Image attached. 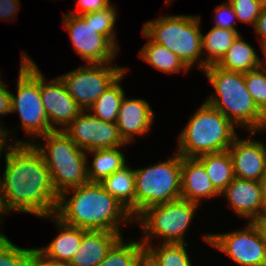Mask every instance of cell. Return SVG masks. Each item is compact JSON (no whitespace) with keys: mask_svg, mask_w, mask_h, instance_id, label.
<instances>
[{"mask_svg":"<svg viewBox=\"0 0 266 266\" xmlns=\"http://www.w3.org/2000/svg\"><path fill=\"white\" fill-rule=\"evenodd\" d=\"M13 141L5 152V169L0 177L5 212H24L41 218L55 215L59 195L41 152L31 140Z\"/></svg>","mask_w":266,"mask_h":266,"instance_id":"obj_1","label":"cell"},{"mask_svg":"<svg viewBox=\"0 0 266 266\" xmlns=\"http://www.w3.org/2000/svg\"><path fill=\"white\" fill-rule=\"evenodd\" d=\"M70 191L73 194L68 199ZM55 216L73 227L120 234V222L125 225L134 222L129 211L98 182H88L60 194Z\"/></svg>","mask_w":266,"mask_h":266,"instance_id":"obj_2","label":"cell"},{"mask_svg":"<svg viewBox=\"0 0 266 266\" xmlns=\"http://www.w3.org/2000/svg\"><path fill=\"white\" fill-rule=\"evenodd\" d=\"M203 71L215 90V94L206 100L208 104L252 136L266 129V115L248 92L244 73L229 71L216 64L208 65Z\"/></svg>","mask_w":266,"mask_h":266,"instance_id":"obj_3","label":"cell"},{"mask_svg":"<svg viewBox=\"0 0 266 266\" xmlns=\"http://www.w3.org/2000/svg\"><path fill=\"white\" fill-rule=\"evenodd\" d=\"M179 136L176 152L182 157H198L228 150L237 132L227 117L205 101Z\"/></svg>","mask_w":266,"mask_h":266,"instance_id":"obj_4","label":"cell"},{"mask_svg":"<svg viewBox=\"0 0 266 266\" xmlns=\"http://www.w3.org/2000/svg\"><path fill=\"white\" fill-rule=\"evenodd\" d=\"M39 138L45 139V144L34 145L43 156L58 195L89 182L87 153L62 130L51 131Z\"/></svg>","mask_w":266,"mask_h":266,"instance_id":"obj_5","label":"cell"},{"mask_svg":"<svg viewBox=\"0 0 266 266\" xmlns=\"http://www.w3.org/2000/svg\"><path fill=\"white\" fill-rule=\"evenodd\" d=\"M200 17L192 15L161 16L147 21L142 31L154 42L167 47L191 69L194 63L204 70V57L201 58L202 30ZM199 60V61H198Z\"/></svg>","mask_w":266,"mask_h":266,"instance_id":"obj_6","label":"cell"},{"mask_svg":"<svg viewBox=\"0 0 266 266\" xmlns=\"http://www.w3.org/2000/svg\"><path fill=\"white\" fill-rule=\"evenodd\" d=\"M135 169V219L147 208L181 198L182 156Z\"/></svg>","mask_w":266,"mask_h":266,"instance_id":"obj_7","label":"cell"},{"mask_svg":"<svg viewBox=\"0 0 266 266\" xmlns=\"http://www.w3.org/2000/svg\"><path fill=\"white\" fill-rule=\"evenodd\" d=\"M40 69L24 52L17 81V95L11 93V113L18 112L27 135L39 138L54 131L46 116L40 94Z\"/></svg>","mask_w":266,"mask_h":266,"instance_id":"obj_8","label":"cell"},{"mask_svg":"<svg viewBox=\"0 0 266 266\" xmlns=\"http://www.w3.org/2000/svg\"><path fill=\"white\" fill-rule=\"evenodd\" d=\"M199 204L179 198L167 203L151 206L134 221L143 227V245H150L154 237L164 239L163 243L184 244V234L191 223ZM145 236V237H144Z\"/></svg>","mask_w":266,"mask_h":266,"instance_id":"obj_9","label":"cell"},{"mask_svg":"<svg viewBox=\"0 0 266 266\" xmlns=\"http://www.w3.org/2000/svg\"><path fill=\"white\" fill-rule=\"evenodd\" d=\"M109 64L112 63L86 64L58 76L82 110L88 111L97 98L127 70L125 67Z\"/></svg>","mask_w":266,"mask_h":266,"instance_id":"obj_10","label":"cell"},{"mask_svg":"<svg viewBox=\"0 0 266 266\" xmlns=\"http://www.w3.org/2000/svg\"><path fill=\"white\" fill-rule=\"evenodd\" d=\"M203 239L210 246L225 253L240 266H265L266 252L259 231L250 222L242 230L229 233L206 234Z\"/></svg>","mask_w":266,"mask_h":266,"instance_id":"obj_11","label":"cell"},{"mask_svg":"<svg viewBox=\"0 0 266 266\" xmlns=\"http://www.w3.org/2000/svg\"><path fill=\"white\" fill-rule=\"evenodd\" d=\"M66 15V16H65ZM63 24L68 30L74 50L88 64L111 63L117 56V48L106 36L97 33L91 21L82 16L64 14Z\"/></svg>","mask_w":266,"mask_h":266,"instance_id":"obj_12","label":"cell"},{"mask_svg":"<svg viewBox=\"0 0 266 266\" xmlns=\"http://www.w3.org/2000/svg\"><path fill=\"white\" fill-rule=\"evenodd\" d=\"M63 132L86 153L97 149H110L126 146L116 123L103 121L90 111L83 110L70 122Z\"/></svg>","mask_w":266,"mask_h":266,"instance_id":"obj_13","label":"cell"},{"mask_svg":"<svg viewBox=\"0 0 266 266\" xmlns=\"http://www.w3.org/2000/svg\"><path fill=\"white\" fill-rule=\"evenodd\" d=\"M40 94L49 125L53 130L63 131L83 111L69 95L59 77L47 81L40 72ZM57 125L62 128L57 129Z\"/></svg>","mask_w":266,"mask_h":266,"instance_id":"obj_14","label":"cell"},{"mask_svg":"<svg viewBox=\"0 0 266 266\" xmlns=\"http://www.w3.org/2000/svg\"><path fill=\"white\" fill-rule=\"evenodd\" d=\"M228 152L235 177L259 182L266 175V146L262 142L239 139L237 135Z\"/></svg>","mask_w":266,"mask_h":266,"instance_id":"obj_15","label":"cell"},{"mask_svg":"<svg viewBox=\"0 0 266 266\" xmlns=\"http://www.w3.org/2000/svg\"><path fill=\"white\" fill-rule=\"evenodd\" d=\"M229 201L234 212L250 222L263 216L261 186L258 181L235 177L221 193Z\"/></svg>","mask_w":266,"mask_h":266,"instance_id":"obj_16","label":"cell"},{"mask_svg":"<svg viewBox=\"0 0 266 266\" xmlns=\"http://www.w3.org/2000/svg\"><path fill=\"white\" fill-rule=\"evenodd\" d=\"M154 113L146 100L123 97L116 125L124 141L129 144L135 135L147 134L154 121Z\"/></svg>","mask_w":266,"mask_h":266,"instance_id":"obj_17","label":"cell"},{"mask_svg":"<svg viewBox=\"0 0 266 266\" xmlns=\"http://www.w3.org/2000/svg\"><path fill=\"white\" fill-rule=\"evenodd\" d=\"M181 198L199 204L205 198L220 195L214 188L203 164L196 157H182Z\"/></svg>","mask_w":266,"mask_h":266,"instance_id":"obj_18","label":"cell"},{"mask_svg":"<svg viewBox=\"0 0 266 266\" xmlns=\"http://www.w3.org/2000/svg\"><path fill=\"white\" fill-rule=\"evenodd\" d=\"M121 237L120 233L112 231L87 230L70 263L73 266H97Z\"/></svg>","mask_w":266,"mask_h":266,"instance_id":"obj_19","label":"cell"},{"mask_svg":"<svg viewBox=\"0 0 266 266\" xmlns=\"http://www.w3.org/2000/svg\"><path fill=\"white\" fill-rule=\"evenodd\" d=\"M46 218L54 221L59 229V233L48 246L43 248L37 247V249L51 260L70 262L73 255L79 249L82 236L87 230L67 225L55 215Z\"/></svg>","mask_w":266,"mask_h":266,"instance_id":"obj_20","label":"cell"},{"mask_svg":"<svg viewBox=\"0 0 266 266\" xmlns=\"http://www.w3.org/2000/svg\"><path fill=\"white\" fill-rule=\"evenodd\" d=\"M100 184L126 208L135 220V175L127 164L104 178Z\"/></svg>","mask_w":266,"mask_h":266,"instance_id":"obj_21","label":"cell"},{"mask_svg":"<svg viewBox=\"0 0 266 266\" xmlns=\"http://www.w3.org/2000/svg\"><path fill=\"white\" fill-rule=\"evenodd\" d=\"M216 65L229 71L245 73L261 67V60L254 48L239 36Z\"/></svg>","mask_w":266,"mask_h":266,"instance_id":"obj_22","label":"cell"},{"mask_svg":"<svg viewBox=\"0 0 266 266\" xmlns=\"http://www.w3.org/2000/svg\"><path fill=\"white\" fill-rule=\"evenodd\" d=\"M204 166L214 188L221 194L235 178L232 158L228 150L196 157Z\"/></svg>","mask_w":266,"mask_h":266,"instance_id":"obj_23","label":"cell"},{"mask_svg":"<svg viewBox=\"0 0 266 266\" xmlns=\"http://www.w3.org/2000/svg\"><path fill=\"white\" fill-rule=\"evenodd\" d=\"M143 37L148 42L139 51L140 57L155 69L167 74L178 73L181 70L187 72L189 68L183 61L167 47L152 41L143 31Z\"/></svg>","mask_w":266,"mask_h":266,"instance_id":"obj_24","label":"cell"},{"mask_svg":"<svg viewBox=\"0 0 266 266\" xmlns=\"http://www.w3.org/2000/svg\"><path fill=\"white\" fill-rule=\"evenodd\" d=\"M87 153L94 155L92 166L87 165L89 182L100 183L104 178L109 177L127 164L120 147L91 150Z\"/></svg>","mask_w":266,"mask_h":266,"instance_id":"obj_25","label":"cell"},{"mask_svg":"<svg viewBox=\"0 0 266 266\" xmlns=\"http://www.w3.org/2000/svg\"><path fill=\"white\" fill-rule=\"evenodd\" d=\"M240 36L237 30L212 27L207 34L202 33V50L206 49L207 58L204 59V69L208 65L216 64L226 53L228 48Z\"/></svg>","mask_w":266,"mask_h":266,"instance_id":"obj_26","label":"cell"},{"mask_svg":"<svg viewBox=\"0 0 266 266\" xmlns=\"http://www.w3.org/2000/svg\"><path fill=\"white\" fill-rule=\"evenodd\" d=\"M128 71L129 70H126L108 89H106L88 111L103 121L116 123L119 108L125 96L120 81Z\"/></svg>","mask_w":266,"mask_h":266,"instance_id":"obj_27","label":"cell"},{"mask_svg":"<svg viewBox=\"0 0 266 266\" xmlns=\"http://www.w3.org/2000/svg\"><path fill=\"white\" fill-rule=\"evenodd\" d=\"M161 245V246H160ZM158 247L144 245L145 257L155 266H192L186 251L187 243H162ZM155 248V249H154Z\"/></svg>","mask_w":266,"mask_h":266,"instance_id":"obj_28","label":"cell"},{"mask_svg":"<svg viewBox=\"0 0 266 266\" xmlns=\"http://www.w3.org/2000/svg\"><path fill=\"white\" fill-rule=\"evenodd\" d=\"M145 257V247L141 241L124 243L121 237L108 251L97 266H138Z\"/></svg>","mask_w":266,"mask_h":266,"instance_id":"obj_29","label":"cell"},{"mask_svg":"<svg viewBox=\"0 0 266 266\" xmlns=\"http://www.w3.org/2000/svg\"><path fill=\"white\" fill-rule=\"evenodd\" d=\"M35 248H20L0 233V266H32Z\"/></svg>","mask_w":266,"mask_h":266,"instance_id":"obj_30","label":"cell"},{"mask_svg":"<svg viewBox=\"0 0 266 266\" xmlns=\"http://www.w3.org/2000/svg\"><path fill=\"white\" fill-rule=\"evenodd\" d=\"M115 5L110 4L108 7L96 12H90L82 15L86 21H91V24L97 33L106 36L117 48V39L115 37L114 26L117 18V10Z\"/></svg>","mask_w":266,"mask_h":266,"instance_id":"obj_31","label":"cell"},{"mask_svg":"<svg viewBox=\"0 0 266 266\" xmlns=\"http://www.w3.org/2000/svg\"><path fill=\"white\" fill-rule=\"evenodd\" d=\"M244 80L255 104L266 115V68L245 72Z\"/></svg>","mask_w":266,"mask_h":266,"instance_id":"obj_32","label":"cell"},{"mask_svg":"<svg viewBox=\"0 0 266 266\" xmlns=\"http://www.w3.org/2000/svg\"><path fill=\"white\" fill-rule=\"evenodd\" d=\"M228 2L233 6L239 21L251 24L255 28L263 7L260 0H228Z\"/></svg>","mask_w":266,"mask_h":266,"instance_id":"obj_33","label":"cell"},{"mask_svg":"<svg viewBox=\"0 0 266 266\" xmlns=\"http://www.w3.org/2000/svg\"><path fill=\"white\" fill-rule=\"evenodd\" d=\"M215 13L214 27L237 30L234 26L237 19L236 13L234 12L233 6L229 2L217 5V7L215 8Z\"/></svg>","mask_w":266,"mask_h":266,"instance_id":"obj_34","label":"cell"},{"mask_svg":"<svg viewBox=\"0 0 266 266\" xmlns=\"http://www.w3.org/2000/svg\"><path fill=\"white\" fill-rule=\"evenodd\" d=\"M77 7H79V11H72L69 12L70 14L73 15H79L82 16L84 14L90 13V12H96L98 10L105 9L108 7L111 2L110 0H77Z\"/></svg>","mask_w":266,"mask_h":266,"instance_id":"obj_35","label":"cell"},{"mask_svg":"<svg viewBox=\"0 0 266 266\" xmlns=\"http://www.w3.org/2000/svg\"><path fill=\"white\" fill-rule=\"evenodd\" d=\"M32 266H73L70 262L55 261L45 257L37 248L32 255Z\"/></svg>","mask_w":266,"mask_h":266,"instance_id":"obj_36","label":"cell"},{"mask_svg":"<svg viewBox=\"0 0 266 266\" xmlns=\"http://www.w3.org/2000/svg\"><path fill=\"white\" fill-rule=\"evenodd\" d=\"M19 0H0V19L8 20L14 19L12 17L17 14L19 10ZM11 17V18H10ZM5 18V19H4Z\"/></svg>","mask_w":266,"mask_h":266,"instance_id":"obj_37","label":"cell"},{"mask_svg":"<svg viewBox=\"0 0 266 266\" xmlns=\"http://www.w3.org/2000/svg\"><path fill=\"white\" fill-rule=\"evenodd\" d=\"M1 77V76H0ZM0 78V115L4 116L11 113V91Z\"/></svg>","mask_w":266,"mask_h":266,"instance_id":"obj_38","label":"cell"},{"mask_svg":"<svg viewBox=\"0 0 266 266\" xmlns=\"http://www.w3.org/2000/svg\"><path fill=\"white\" fill-rule=\"evenodd\" d=\"M255 31L261 36L259 38L260 43L264 44L266 42V7H262L255 26Z\"/></svg>","mask_w":266,"mask_h":266,"instance_id":"obj_39","label":"cell"},{"mask_svg":"<svg viewBox=\"0 0 266 266\" xmlns=\"http://www.w3.org/2000/svg\"><path fill=\"white\" fill-rule=\"evenodd\" d=\"M257 230L260 233V236L262 238V242L264 244L265 247V252H266V215L262 216L260 219H256L254 221H252Z\"/></svg>","mask_w":266,"mask_h":266,"instance_id":"obj_40","label":"cell"},{"mask_svg":"<svg viewBox=\"0 0 266 266\" xmlns=\"http://www.w3.org/2000/svg\"><path fill=\"white\" fill-rule=\"evenodd\" d=\"M8 129L6 127L2 126V123L0 124V156L2 155V151L4 152L3 148H5V151L8 152L12 145L9 144L7 137ZM8 142V143H7ZM7 143V144H6ZM8 146V147H6ZM8 148V149H7Z\"/></svg>","mask_w":266,"mask_h":266,"instance_id":"obj_41","label":"cell"},{"mask_svg":"<svg viewBox=\"0 0 266 266\" xmlns=\"http://www.w3.org/2000/svg\"><path fill=\"white\" fill-rule=\"evenodd\" d=\"M263 201V216L266 215V175L259 181Z\"/></svg>","mask_w":266,"mask_h":266,"instance_id":"obj_42","label":"cell"},{"mask_svg":"<svg viewBox=\"0 0 266 266\" xmlns=\"http://www.w3.org/2000/svg\"><path fill=\"white\" fill-rule=\"evenodd\" d=\"M138 266H155L146 257H144Z\"/></svg>","mask_w":266,"mask_h":266,"instance_id":"obj_43","label":"cell"},{"mask_svg":"<svg viewBox=\"0 0 266 266\" xmlns=\"http://www.w3.org/2000/svg\"><path fill=\"white\" fill-rule=\"evenodd\" d=\"M261 48H262V50H263V52H264V54H265V56H266V42H265L264 44H261ZM264 63H265V65H264ZM261 67L266 68V62H263V61L261 60Z\"/></svg>","mask_w":266,"mask_h":266,"instance_id":"obj_44","label":"cell"},{"mask_svg":"<svg viewBox=\"0 0 266 266\" xmlns=\"http://www.w3.org/2000/svg\"><path fill=\"white\" fill-rule=\"evenodd\" d=\"M0 213H1V215L6 214V212L3 208L2 202H1V196H0Z\"/></svg>","mask_w":266,"mask_h":266,"instance_id":"obj_45","label":"cell"},{"mask_svg":"<svg viewBox=\"0 0 266 266\" xmlns=\"http://www.w3.org/2000/svg\"><path fill=\"white\" fill-rule=\"evenodd\" d=\"M263 7H266V0H260Z\"/></svg>","mask_w":266,"mask_h":266,"instance_id":"obj_46","label":"cell"}]
</instances>
